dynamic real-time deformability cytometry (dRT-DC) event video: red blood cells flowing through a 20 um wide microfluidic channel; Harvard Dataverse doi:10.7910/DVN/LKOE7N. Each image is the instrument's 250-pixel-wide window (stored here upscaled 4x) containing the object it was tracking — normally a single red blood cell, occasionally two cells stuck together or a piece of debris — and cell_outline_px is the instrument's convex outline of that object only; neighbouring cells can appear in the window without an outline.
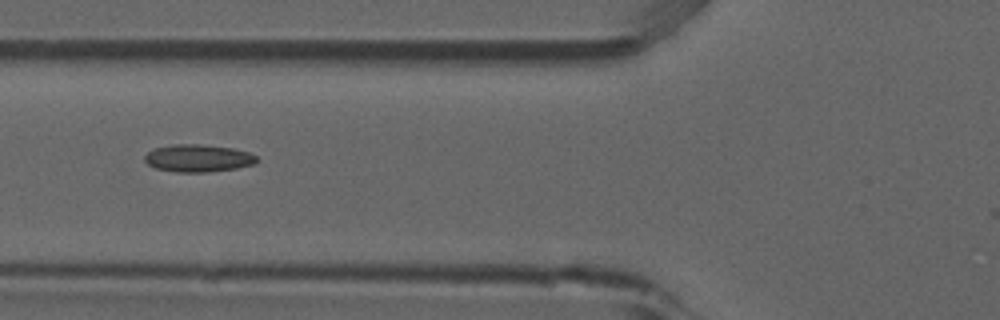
{"species": "common noctule bat (a hibernating species)", "species_latin": "Nyctalus noctula", "temperature_condition": "room temperature", "stored_images_in_passage": 7, "camera_frame_rate_fps": 3000, "um_per_image_px": 0.085, "animal": {"sex": "male", "forearm_length_mm": 52.5}, "frame": {"image": 1, "passage_image": 5, "time_ms": 1.333, "image_size_px": [1000, 320], "cell_outline_px": [[260, 160], [256, 164], [236, 168], [208, 172], [176, 172], [156, 168], [148, 164], [144, 160], [144, 156], [152, 148], [172, 144], [200, 144], [232, 148], [248, 152], [256, 156]], "centroid_in_image_um": [16.84, 13.44], "position_along_channel_um": 109.0, "area_um2": 18.09}}
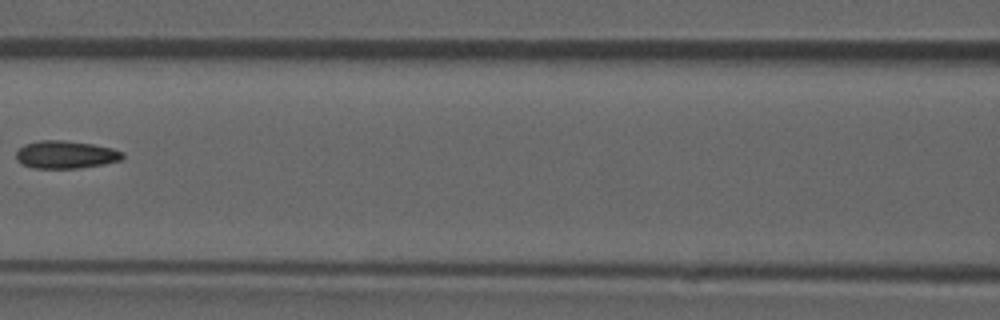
{"frame": {"image": 2, "passage_image": 6, "time_ms": 1.667, "image_size_px": [1000, 320], "cell_outline_px": [[124, 156], [120, 160], [104, 164], [76, 168], [32, 168], [16, 160], [16, 152], [24, 144], [40, 140], [60, 140], [92, 144], [112, 148], [124, 152]], "centroid_in_image_um": [5.58, 13.14], "position_along_channel_um": 161.0, "area_um2": 17.11}}